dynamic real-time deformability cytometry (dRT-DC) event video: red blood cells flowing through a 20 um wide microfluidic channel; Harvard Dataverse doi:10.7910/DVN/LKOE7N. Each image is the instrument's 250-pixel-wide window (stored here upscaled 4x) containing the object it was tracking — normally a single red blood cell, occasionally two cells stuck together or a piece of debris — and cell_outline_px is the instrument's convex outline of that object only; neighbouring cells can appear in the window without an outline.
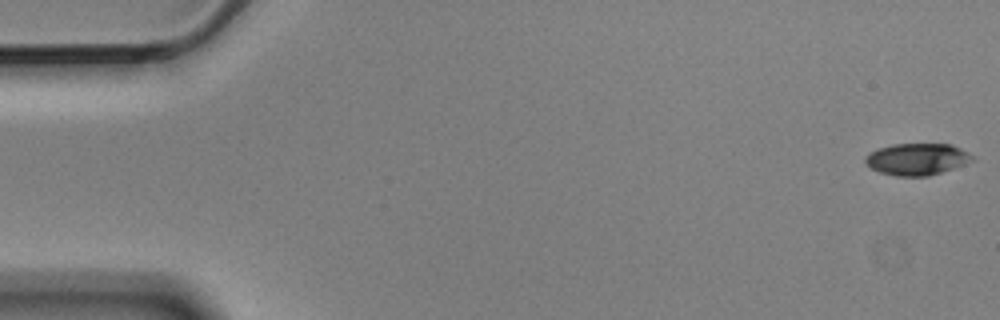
{"species": "Egyptian fruit bat (a non-hibernating species)", "species_latin": "Rousettus aegyptiacus", "temperature_condition": "cold", "stored_images_in_passage": 5, "camera_frame_rate_fps": 3000, "um_per_image_px": 0.085, "animal": {"sex": "male"}, "frame": {"image": 1, "passage_image": 1, "time_ms": 0.0, "image_size_px": [1000, 320], "cell_outline_px": [[976, 160], [928, 176], [896, 176], [880, 172], [872, 168], [864, 160], [872, 152], [880, 148], [892, 144], [952, 144], [968, 152]], "centroid_in_image_um": [77.99, 13.52], "position_along_channel_um": 7.0, "area_um2": 19.48}}
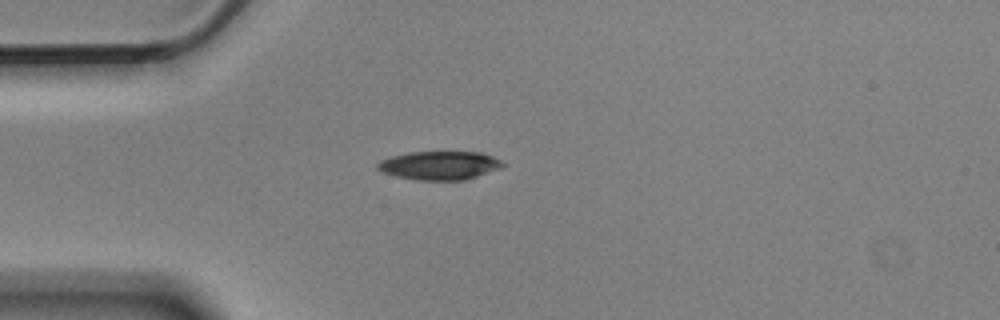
{"frame": {"image": 2, "passage_image": 5, "time_ms": 1.333, "image_size_px": [1000, 320], "cell_outline_px": [[508, 164], [500, 168], [464, 180], [420, 180], [396, 176], [384, 172], [376, 168], [376, 164], [380, 160], [392, 156], [408, 152], [480, 152], [492, 156]], "centroid_in_image_um": [37.36, 14.05], "position_along_channel_um": 47.6, "area_um2": 20.75}}